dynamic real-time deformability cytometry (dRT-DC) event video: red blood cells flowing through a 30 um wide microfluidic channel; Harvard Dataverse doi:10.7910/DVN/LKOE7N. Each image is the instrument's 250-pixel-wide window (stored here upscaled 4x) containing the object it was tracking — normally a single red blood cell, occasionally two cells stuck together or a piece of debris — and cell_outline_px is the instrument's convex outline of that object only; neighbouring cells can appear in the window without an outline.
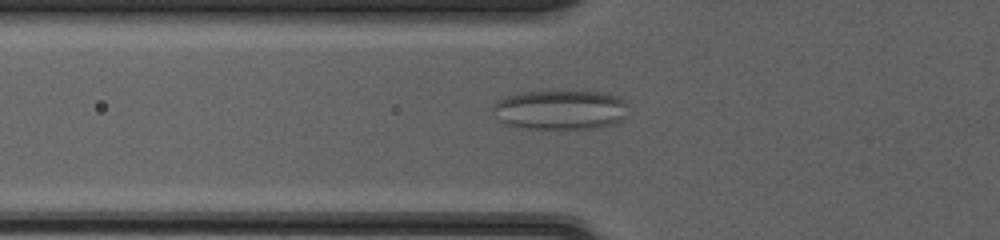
{"species": "common noctule bat (a hibernating species)", "species_latin": "Nyctalus noctula", "temperature_condition": "cold", "stored_images_in_passage": 43, "camera_frame_rate_fps": 3000, "um_per_image_px": 0.085, "animal": {"sex": "female", "body_mass_g": 20.0, "forearm_length_mm": 54.0}, "frame": {"image": 1, "passage_image": 11, "time_ms": 3.333, "image_size_px": [1000, 240], "cell_outline_px": [[628, 104], [624, 116], [620, 120], [612, 124], [596, 128], [520, 128], [504, 124], [492, 112], [492, 108], [500, 100], [508, 96], [524, 92], [600, 92], [620, 96]], "centroid_in_image_um": [47.64, 9.34], "position_along_channel_um": 78.2, "area_um2": 30.87}}
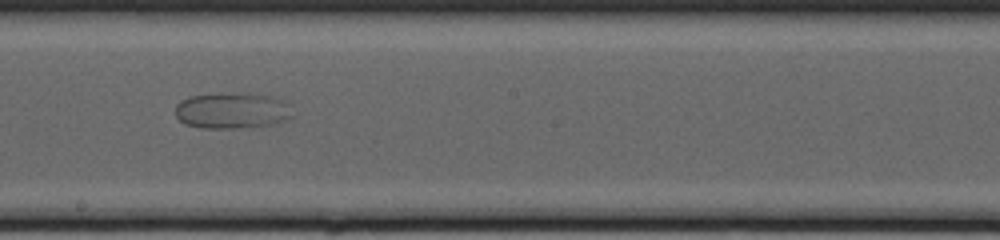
{"frame": {"image": 2, "passage_image": 22, "time_ms": 7.0, "image_size_px": [1000, 240], "cell_outline_px": [[292, 116], [276, 124], [236, 128], [200, 128], [184, 124], [176, 116], [176, 104], [180, 100], [192, 96], [268, 96], [284, 100]], "centroid_in_image_um": [19.68, 9.47], "position_along_channel_um": 228.5, "area_um2": 23.35}}
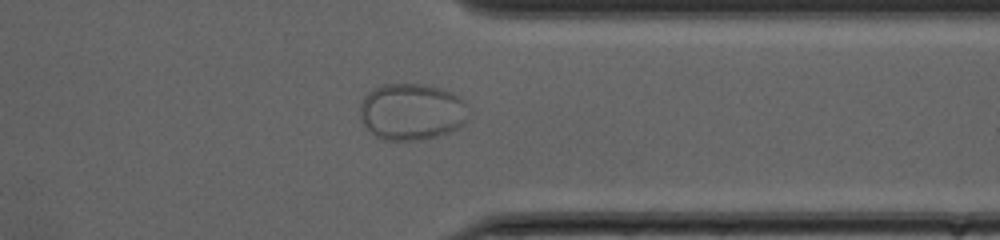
{"frame": {"image": 3, "passage_image": 33, "time_ms": 10.667, "image_size_px": [1000, 240], "cell_outline_px": [[468, 120], [464, 124], [448, 132], [436, 136], [416, 140], [384, 140], [376, 136], [360, 120], [360, 104], [364, 96], [372, 88], [380, 84], [424, 84], [448, 92], [464, 100]], "centroid_in_image_um": [34.95, 9.49], "position_along_channel_um": 376.5, "area_um2": 35.6}}